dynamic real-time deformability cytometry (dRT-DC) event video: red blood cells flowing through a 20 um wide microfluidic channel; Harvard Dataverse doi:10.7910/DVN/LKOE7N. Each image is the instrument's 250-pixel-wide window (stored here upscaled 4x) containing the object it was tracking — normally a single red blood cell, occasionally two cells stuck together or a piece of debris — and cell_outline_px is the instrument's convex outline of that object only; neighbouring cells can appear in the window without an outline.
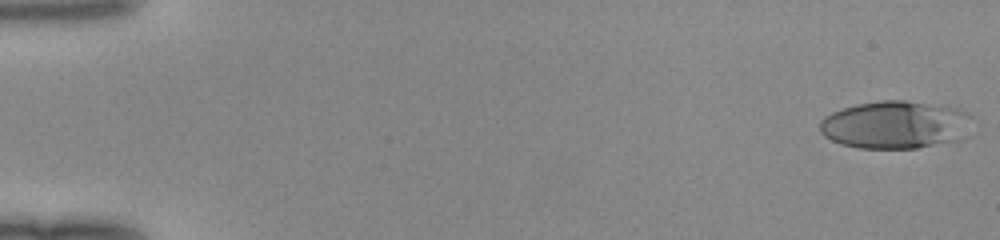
{"species": "human", "species_latin": "Homo sapiens", "temperature_condition": "room temperature", "stored_images_in_passage": 49, "camera_frame_rate_fps": 3000, "um_per_image_px": 0.085, "donor": {"sex": "female"}, "frame": {"image": 1, "passage_image": 1, "time_ms": 0.0, "image_size_px": [1000, 240], "cell_outline_px": [[972, 136], [964, 140], [916, 148], [856, 148], [840, 144], [824, 136], [820, 132], [820, 120], [824, 116], [832, 112], [856, 104], [880, 100], [904, 100], [956, 108], [968, 112], [972, 116]], "centroid_in_image_um": [76.19, 10.62], "position_along_channel_um": 8.8, "area_um2": 43.35}}
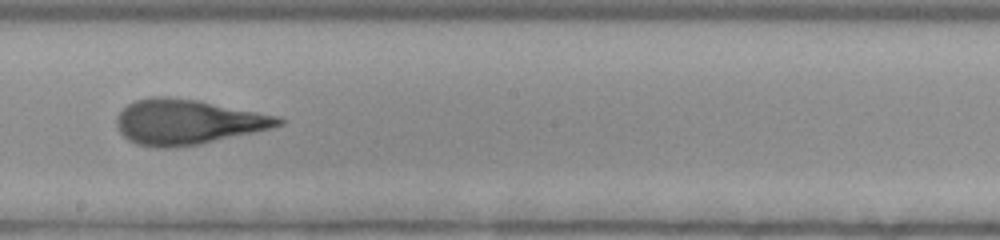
{"frame": {"image": 2, "passage_image": 29, "time_ms": 9.333, "image_size_px": [1000, 240], "cell_outline_px": [[288, 120], [284, 124], [272, 128], [200, 144], [168, 148], [156, 148], [136, 144], [128, 140], [120, 132], [116, 124], [116, 116], [128, 104], [136, 100], [152, 96], [168, 96], [196, 100], [276, 116]], "centroid_in_image_um": [15.91, 10.37], "position_along_channel_um": 232.3, "area_um2": 42.31}}
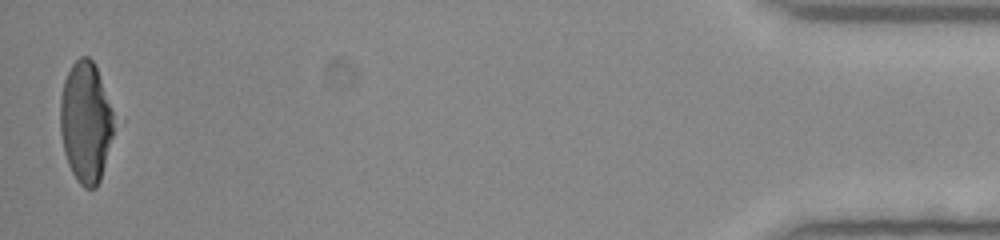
{"frame": {"image": 3, "passage_image": 49, "time_ms": 16.0, "image_size_px": [1000, 240], "cell_outline_px": [[124, 120], [100, 180], [96, 188], [84, 188], [76, 180], [68, 164], [64, 152], [60, 132], [60, 96], [64, 80], [72, 64], [80, 56], [88, 56], [96, 64]], "centroid_in_image_um": [7.47, 10.35], "position_along_channel_um": 427.7, "area_um2": 41.38}}